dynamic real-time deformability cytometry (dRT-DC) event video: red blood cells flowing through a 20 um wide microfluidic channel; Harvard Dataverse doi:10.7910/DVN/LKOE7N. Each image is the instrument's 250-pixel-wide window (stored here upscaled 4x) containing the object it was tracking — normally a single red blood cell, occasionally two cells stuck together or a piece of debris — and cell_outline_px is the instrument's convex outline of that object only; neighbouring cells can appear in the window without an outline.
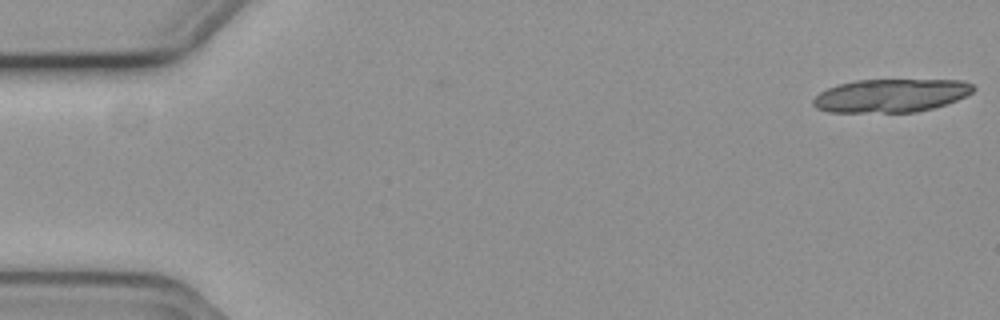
{"species": "common noctule bat (a hibernating species)", "species_latin": "Nyctalus noctula", "temperature_condition": "cold", "stored_images_in_passage": 18, "camera_frame_rate_fps": 3000, "um_per_image_px": 0.085, "animal": {"sex": "female", "body_mass_g": 19.3, "forearm_length_mm": 54.1}, "frame": {"image": 1, "passage_image": 1, "time_ms": 0.0, "image_size_px": [1000, 320], "cell_outline_px": [[976, 88], [972, 92], [956, 100], [932, 108], [916, 112], [828, 112], [816, 108], [812, 104], [812, 100], [820, 92], [836, 84], [856, 80], [964, 80], [972, 84]], "centroid_in_image_um": [75.7, 8.12], "position_along_channel_um": 9.3, "area_um2": 31.04}}